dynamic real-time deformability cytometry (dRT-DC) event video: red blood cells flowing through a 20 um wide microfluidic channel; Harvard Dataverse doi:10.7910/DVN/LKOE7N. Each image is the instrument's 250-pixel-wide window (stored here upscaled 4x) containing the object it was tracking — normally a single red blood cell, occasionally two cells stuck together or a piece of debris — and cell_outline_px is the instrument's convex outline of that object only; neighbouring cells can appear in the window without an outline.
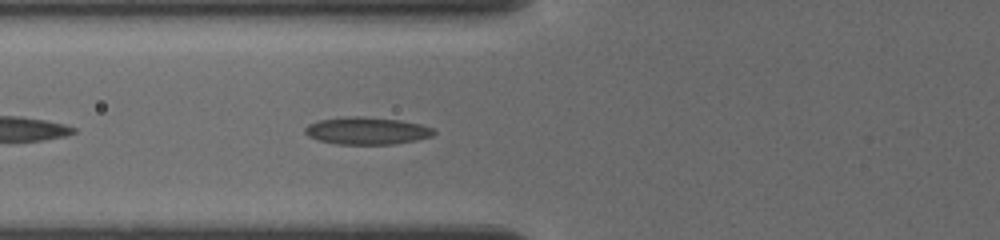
{"species": "common noctule bat (a hibernating species)", "species_latin": "Nyctalus noctula", "temperature_condition": "cold", "stored_images_in_passage": 14, "camera_frame_rate_fps": 3000, "um_per_image_px": 0.085, "animal": {"sex": "female", "body_mass_g": 19.5, "forearm_length_mm": 54.1}, "frame": {"image": 1, "passage_image": 4, "time_ms": 0.667, "image_size_px": [1000, 240], "cell_outline_px": [[436, 132], [432, 136], [416, 140], [392, 144], [336, 144], [320, 140], [308, 136], [304, 132], [304, 128], [308, 124], [320, 120], [344, 116], [364, 116], [400, 120], [420, 124], [432, 128]], "centroid_in_image_um": [31.17, 11.11], "position_along_channel_um": 94.6, "area_um2": 20.52}}
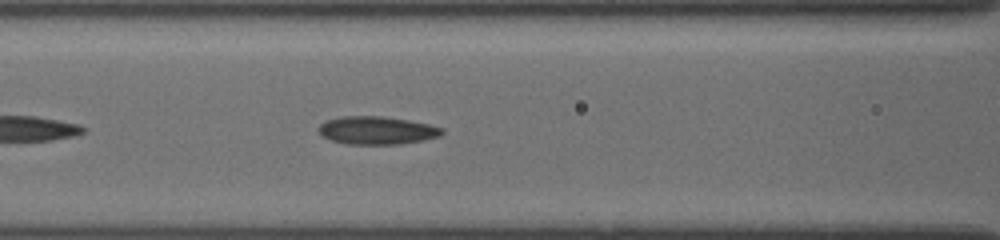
{"frame": {"image": 2, "passage_image": 7, "time_ms": 1.667, "image_size_px": [1000, 240], "cell_outline_px": [[444, 132], [440, 136], [400, 144], [348, 144], [332, 140], [324, 136], [316, 128], [320, 124], [328, 120], [340, 116], [380, 116], [408, 120], [428, 124], [444, 128]], "centroid_in_image_um": [32.03, 11.07], "position_along_channel_um": 134.6, "area_um2": 19.94}}
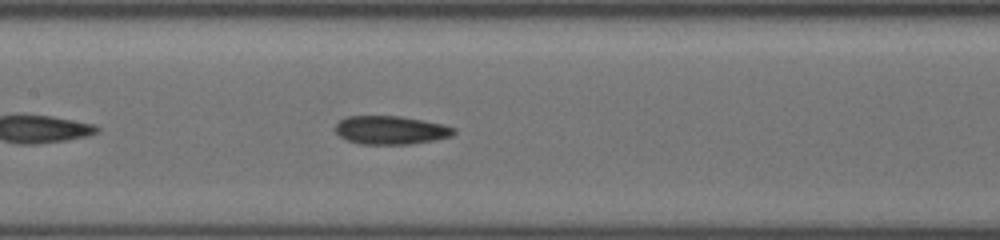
{"frame": {"image": 3, "passage_image": 10, "time_ms": 2.667, "image_size_px": [1000, 240], "cell_outline_px": [[456, 132], [452, 136], [432, 140], [408, 144], [360, 144], [348, 140], [340, 136], [336, 132], [336, 124], [340, 120], [348, 116], [400, 116], [424, 120], [444, 124], [456, 128]], "centroid_in_image_um": [33.24, 11.05], "position_along_channel_um": 174.2, "area_um2": 19.59}}